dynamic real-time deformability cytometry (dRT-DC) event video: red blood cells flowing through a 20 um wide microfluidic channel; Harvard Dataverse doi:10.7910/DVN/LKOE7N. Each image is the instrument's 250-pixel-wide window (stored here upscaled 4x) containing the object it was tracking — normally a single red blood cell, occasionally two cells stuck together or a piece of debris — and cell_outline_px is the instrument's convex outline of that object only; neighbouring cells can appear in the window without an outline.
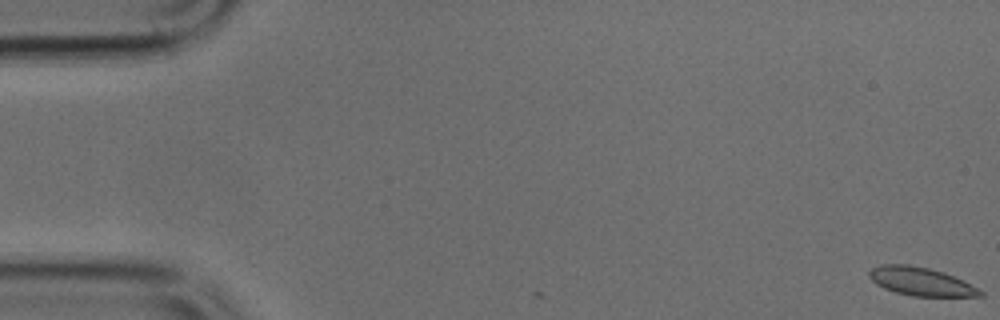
{"species": "common noctule bat (a hibernating species)", "species_latin": "Nyctalus noctula", "temperature_condition": "cold", "stored_images_in_passage": 51, "camera_frame_rate_fps": 3000, "um_per_image_px": 0.085, "animal": {"sex": "male", "body_mass_g": 17.9, "forearm_length_mm": 54.2}, "frame": {"image": 1, "passage_image": 1, "time_ms": 0.0, "image_size_px": [1000, 320], "cell_outline_px": [[984, 296], [912, 296], [896, 292], [884, 288], [876, 284], [868, 276], [868, 272], [872, 268], [880, 264], [908, 264], [928, 268], [944, 272], [984, 292]], "centroid_in_image_um": [78.21, 23.92], "position_along_channel_um": 6.8, "area_um2": 18.09}}
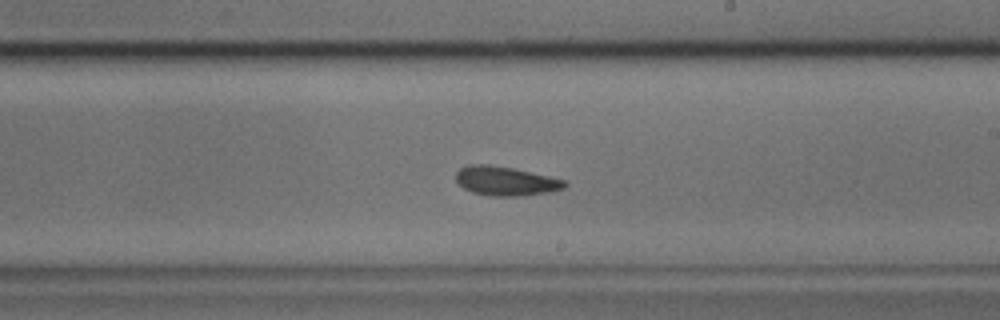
{"frame": {"image": 2, "passage_image": 29, "time_ms": 9.333, "image_size_px": [1000, 320], "cell_outline_px": [[568, 184], [564, 188], [552, 192], [524, 196], [492, 196], [472, 192], [464, 188], [456, 180], [456, 172], [460, 168], [468, 164], [488, 164], [512, 168], [568, 180]], "centroid_in_image_um": [43.02, 15.39], "position_along_channel_um": 246.0, "area_um2": 18.67}}
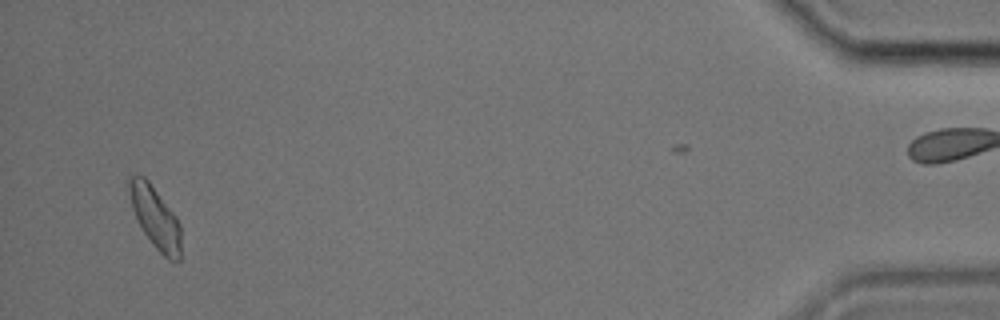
{"frame": {"image": 3, "passage_image": 48, "time_ms": 15.667, "image_size_px": [1000, 320], "cell_outline_px": [[180, 260], [168, 260], [156, 248], [140, 228], [132, 208], [124, 184], [132, 176], [144, 176], [148, 180], [176, 216], [180, 224]], "centroid_in_image_um": [13.15, 18.45], "position_along_channel_um": 422.1, "area_um2": 18.79}}